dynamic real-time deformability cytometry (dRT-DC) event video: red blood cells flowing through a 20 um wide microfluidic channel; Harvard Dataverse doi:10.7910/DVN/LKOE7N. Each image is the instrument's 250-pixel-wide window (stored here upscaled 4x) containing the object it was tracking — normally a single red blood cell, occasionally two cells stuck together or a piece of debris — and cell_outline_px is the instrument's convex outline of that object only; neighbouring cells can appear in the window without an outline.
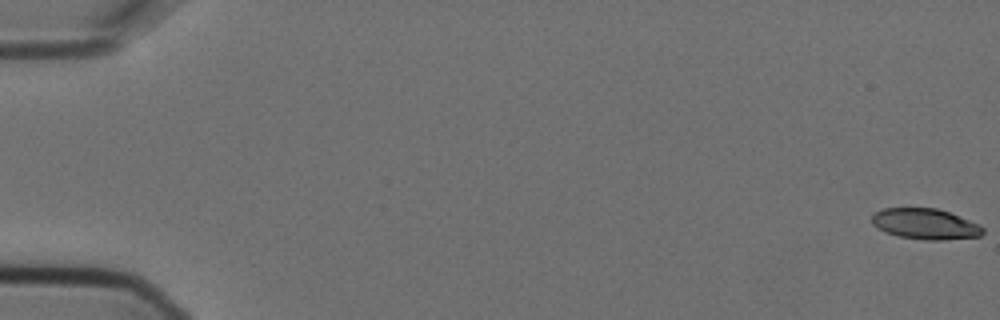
{"species": "Egyptian fruit bat (a non-hibernating species)", "species_latin": "Rousettus aegyptiacus", "temperature_condition": "cold", "stored_images_in_passage": 6, "camera_frame_rate_fps": 3000, "um_per_image_px": 0.085, "animal": {"sex": "female"}, "frame": {"image": 1, "passage_image": 1, "time_ms": 0.0, "image_size_px": [1000, 320], "cell_outline_px": [[984, 232], [980, 236], [940, 240], [924, 240], [900, 236], [884, 232], [872, 224], [872, 216], [876, 212], [884, 208], [936, 208], [948, 212], [980, 224], [984, 228]], "centroid_in_image_um": [78.65, 19.04], "position_along_channel_um": 6.3, "area_um2": 19.77}}
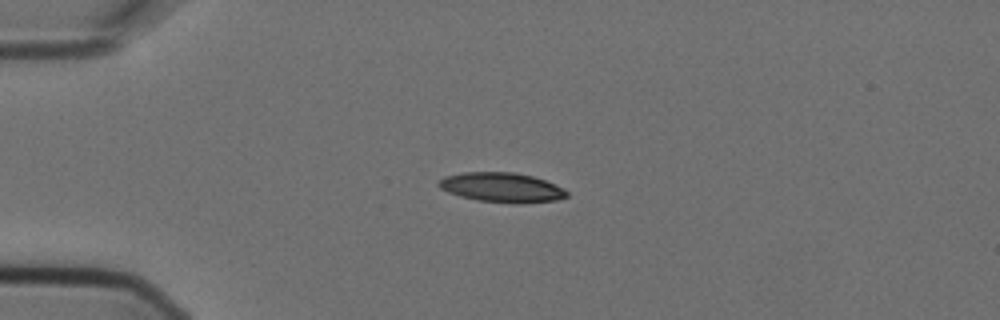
{"frame": {"image": 2, "passage_image": 5, "time_ms": 1.333, "image_size_px": [1000, 320], "cell_outline_px": [[568, 196], [556, 200], [512, 204], [476, 200], [460, 196], [448, 192], [440, 188], [436, 184], [444, 176], [464, 172], [512, 172], [532, 176], [544, 180], [564, 188], [568, 192]], "centroid_in_image_um": [42.63, 15.93], "position_along_channel_um": 42.4, "area_um2": 22.14}}